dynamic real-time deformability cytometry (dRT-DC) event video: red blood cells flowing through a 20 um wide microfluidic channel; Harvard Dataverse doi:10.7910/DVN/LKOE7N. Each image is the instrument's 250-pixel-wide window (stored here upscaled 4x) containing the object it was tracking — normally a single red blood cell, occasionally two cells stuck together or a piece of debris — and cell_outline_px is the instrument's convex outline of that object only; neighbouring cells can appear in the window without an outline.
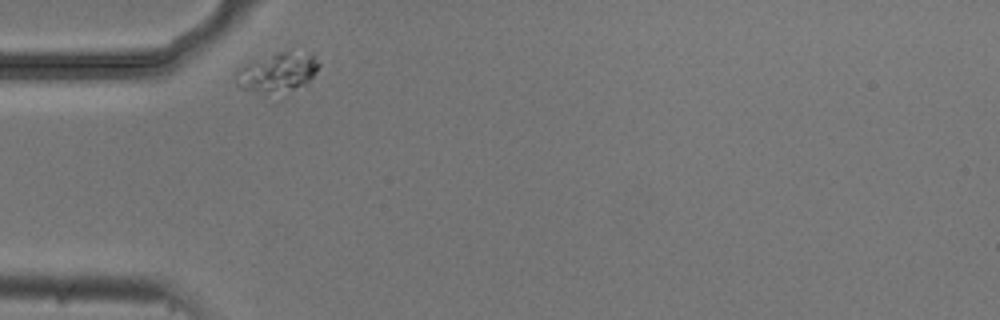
{"species": "common noctule bat (a hibernating species)", "species_latin": "Nyctalus noctula", "temperature_condition": "cold", "stored_images_in_passage": 2, "camera_frame_rate_fps": 3000, "um_per_image_px": 0.085, "animal": {"sex": "male", "body_mass_g": 20.5, "forearm_length_mm": 52.5}, "frame": {"image": 1, "passage_image": 1, "time_ms": 0.0, "image_size_px": [1000, 320], "cell_outline_px": [[320, 64], [316, 72], [304, 84], [292, 88], [260, 92], [256, 92], [240, 88], [236, 84], [236, 76], [240, 68], [248, 64], [276, 52], [288, 52], [312, 56]], "centroid_in_image_um": [23.55, 6.14], "position_along_channel_um": 61.4, "area_um2": 17.57}}
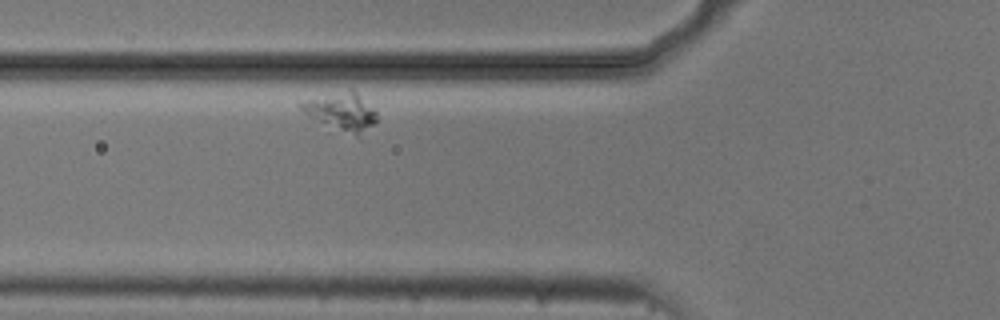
{"frame": {"image": 2, "passage_image": 2, "time_ms": 0.333, "image_size_px": [1000, 320], "cell_outline_px": [[376, 120], [360, 140], [308, 116], [296, 104], [296, 100], [348, 88], [352, 88], [376, 112]], "centroid_in_image_um": [28.96, 9.47], "position_along_channel_um": 96.8, "area_um2": 17.46}}